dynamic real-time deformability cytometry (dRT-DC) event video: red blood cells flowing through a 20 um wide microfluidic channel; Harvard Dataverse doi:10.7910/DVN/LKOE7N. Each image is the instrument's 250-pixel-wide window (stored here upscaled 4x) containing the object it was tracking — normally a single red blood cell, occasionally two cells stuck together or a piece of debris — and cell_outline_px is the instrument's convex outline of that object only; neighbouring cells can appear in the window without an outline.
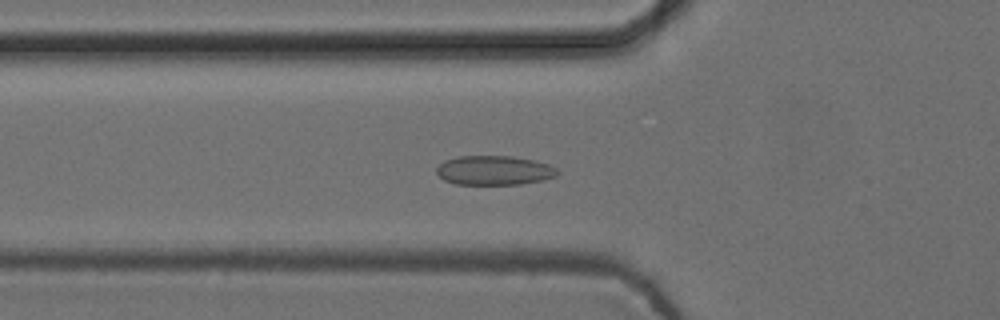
{"species": "common noctule bat (a hibernating species)", "species_latin": "Nyctalus noctula", "temperature_condition": "cold", "stored_images_in_passage": 57, "camera_frame_rate_fps": 3000, "um_per_image_px": 0.085, "animal": {"sex": "female", "body_mass_g": 24.6, "forearm_length_mm": 56.2}, "frame": {"image": 1, "passage_image": 20, "time_ms": 6.333, "image_size_px": [1000, 320], "cell_outline_px": [[560, 172], [556, 176], [544, 180], [520, 184], [456, 184], [444, 180], [436, 172], [436, 168], [444, 160], [456, 156], [512, 156], [532, 160], [548, 164], [556, 168]], "centroid_in_image_um": [42.0, 14.48], "position_along_channel_um": 83.8, "area_um2": 20.69}}
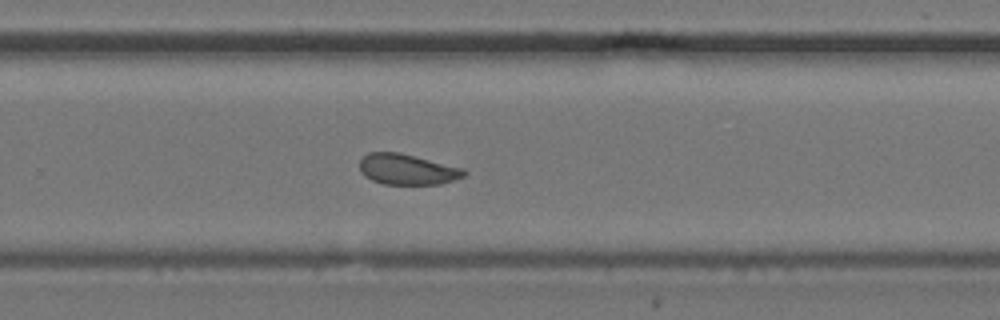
{"frame": {"image": 2, "passage_image": 37, "time_ms": 12.0, "image_size_px": [1000, 320], "cell_outline_px": [[468, 172], [464, 176], [440, 184], [384, 184], [372, 180], [364, 176], [360, 172], [360, 160], [368, 152], [400, 152], [464, 168]], "centroid_in_image_um": [34.61, 14.39], "position_along_channel_um": 295.2, "area_um2": 18.73}}
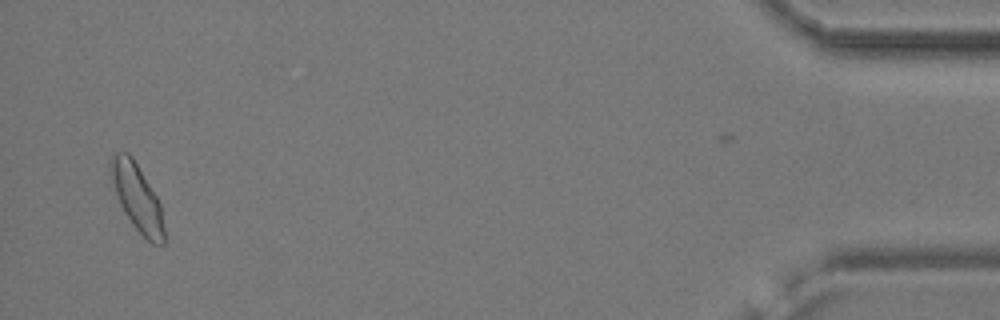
{"frame": {"image": 3, "passage_image": 54, "time_ms": 17.667, "image_size_px": [1000, 320], "cell_outline_px": [[164, 244], [152, 244], [132, 224], [124, 212], [120, 204], [108, 168], [108, 164], [112, 152], [128, 152], [132, 156], [156, 196], [160, 204], [164, 228]], "centroid_in_image_um": [11.63, 16.75], "position_along_channel_um": 423.6, "area_um2": 20.58}, "authors_computed_cell_mechanics": {"area_um2": 19.7098, "velocity_mm_per_s": 3.7338, "shape_relaxation_time_tau1_ms": null, "shape_relaxation_time_tau2_ms": 1.5726, "deformation_change_tau1": null, "deformation_change_tau2": 0.0398}}